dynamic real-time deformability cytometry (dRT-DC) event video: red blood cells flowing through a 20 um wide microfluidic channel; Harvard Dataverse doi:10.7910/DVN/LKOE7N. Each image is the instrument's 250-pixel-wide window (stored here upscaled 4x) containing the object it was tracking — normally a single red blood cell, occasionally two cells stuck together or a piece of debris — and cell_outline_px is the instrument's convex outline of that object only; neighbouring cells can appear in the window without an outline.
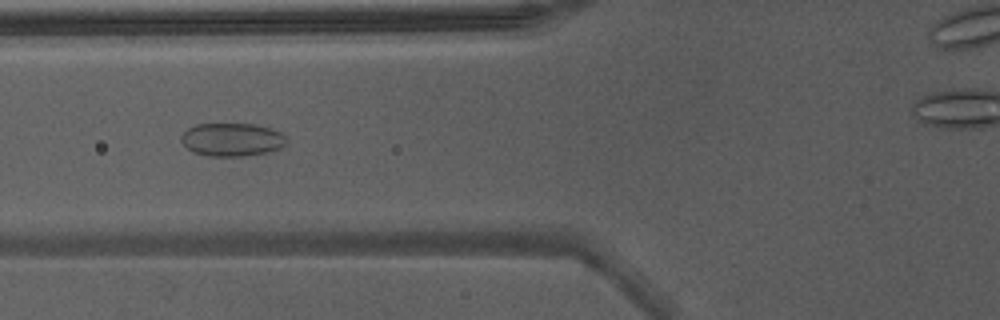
{"species": "Egyptian fruit bat (a non-hibernating species)", "species_latin": "Rousettus aegyptiacus", "temperature_condition": "warm", "stored_images_in_passage": 45, "camera_frame_rate_fps": 3000, "um_per_image_px": 0.085, "animal": {"sex": "male"}, "frame": {"image": 1, "passage_image": 20, "time_ms": 6.333, "image_size_px": [1000, 320], "cell_outline_px": [[288, 140], [280, 148], [268, 152], [244, 156], [208, 156], [192, 152], [180, 140], [180, 136], [188, 128], [196, 124], [256, 124], [280, 132]], "centroid_in_image_um": [19.69, 11.87], "position_along_channel_um": 106.1, "area_um2": 20.35}}